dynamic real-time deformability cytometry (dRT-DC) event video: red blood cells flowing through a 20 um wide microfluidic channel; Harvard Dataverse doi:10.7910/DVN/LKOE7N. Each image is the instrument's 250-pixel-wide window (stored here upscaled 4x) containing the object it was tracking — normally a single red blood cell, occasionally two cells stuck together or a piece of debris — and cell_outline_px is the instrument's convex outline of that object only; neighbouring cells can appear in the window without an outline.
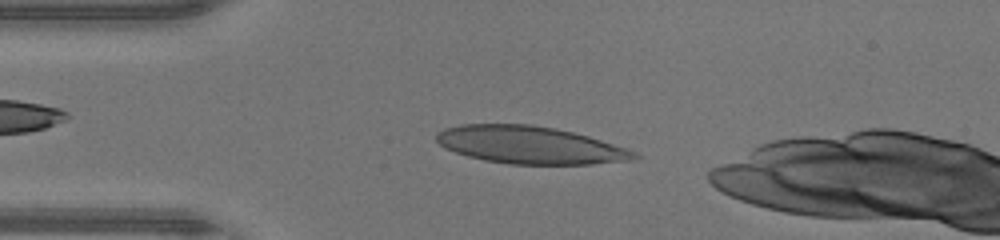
{"species": "human", "species_latin": "Homo sapiens", "temperature_condition": "warm", "stored_images_in_passage": 35, "camera_frame_rate_fps": 3000, "um_per_image_px": 0.085, "donor": {"sex": "male"}, "frame": {"image": 1, "passage_image": 3, "time_ms": 0.667, "image_size_px": [1000, 240], "cell_outline_px": [[644, 156], [636, 160], [592, 164], [508, 164], [484, 160], [468, 156], [456, 152], [440, 144], [436, 140], [436, 132], [444, 128], [460, 124], [532, 124], [556, 128], [588, 136], [628, 148]], "centroid_in_image_um": [45.1, 12.33], "position_along_channel_um": 39.9, "area_um2": 43.52}}
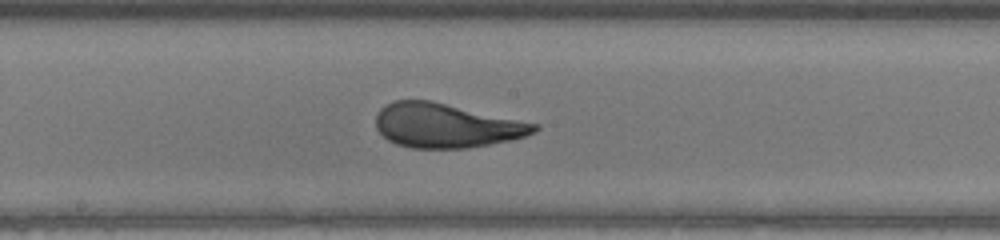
{"frame": {"image": 2, "passage_image": 16, "time_ms": 5.0, "image_size_px": [1000, 240], "cell_outline_px": [[540, 128], [536, 132], [512, 140], [468, 148], [412, 148], [396, 144], [388, 140], [376, 128], [376, 116], [380, 108], [396, 100], [432, 100], [540, 124]], "centroid_in_image_um": [37.95, 10.67], "position_along_channel_um": 210.2, "area_um2": 41.04}}
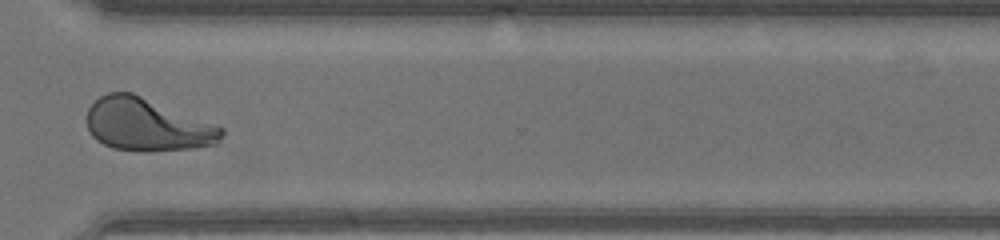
{"frame": {"image": 3, "passage_image": 26, "time_ms": 8.333, "image_size_px": [1000, 240], "cell_outline_px": [[224, 132], [220, 140], [216, 144], [192, 148], [112, 148], [96, 140], [88, 132], [88, 108], [100, 96], [108, 92], [132, 92], [224, 128]], "centroid_in_image_um": [12.48, 10.55], "position_along_channel_um": 358.1, "area_um2": 40.06}, "authors_computed_cell_mechanics": {"area_um2": 41.4426, "velocity_mm_per_s": 4.4454, "shape_relaxation_time_tau1_ms": 4.6209, "shape_relaxation_time_tau2_ms": null, "deformation_change_tau1": 0.2506, "deformation_change_tau2": null}}